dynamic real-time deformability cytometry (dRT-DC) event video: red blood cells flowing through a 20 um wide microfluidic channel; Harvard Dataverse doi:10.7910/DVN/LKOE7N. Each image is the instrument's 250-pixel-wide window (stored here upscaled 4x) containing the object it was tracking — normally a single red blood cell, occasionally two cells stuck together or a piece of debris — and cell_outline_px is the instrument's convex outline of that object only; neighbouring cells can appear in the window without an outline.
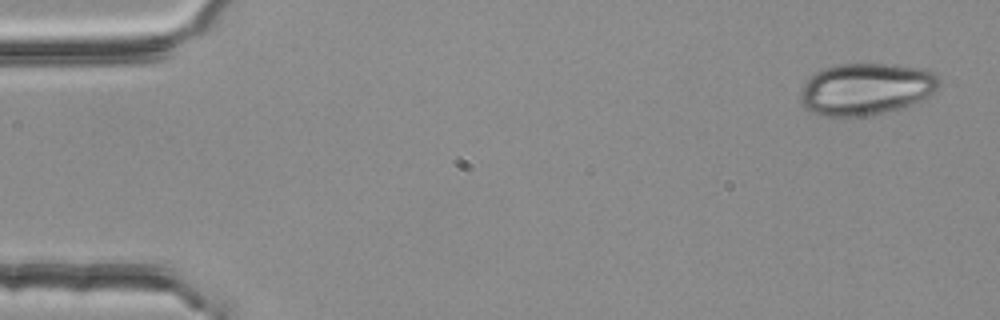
{"species": "common noctule bat (a hibernating species)", "species_latin": "Nyctalus noctula", "temperature_condition": "room temperature", "stored_images_in_passage": 3, "camera_frame_rate_fps": 3000, "um_per_image_px": 0.085, "animal": {"sex": "female", "body_mass_g": 25.1}, "frame": {"image": 1, "passage_image": 1, "time_ms": 0.0, "image_size_px": [1000, 320], "cell_outline_px": [[940, 84], [936, 92], [904, 108], [868, 116], [824, 116], [812, 112], [800, 100], [800, 92], [804, 84], [816, 72], [824, 68], [836, 64], [892, 64], [924, 68], [936, 72], [940, 80]], "centroid_in_image_um": [73.68, 7.56], "position_along_channel_um": 11.3, "area_um2": 42.25}}